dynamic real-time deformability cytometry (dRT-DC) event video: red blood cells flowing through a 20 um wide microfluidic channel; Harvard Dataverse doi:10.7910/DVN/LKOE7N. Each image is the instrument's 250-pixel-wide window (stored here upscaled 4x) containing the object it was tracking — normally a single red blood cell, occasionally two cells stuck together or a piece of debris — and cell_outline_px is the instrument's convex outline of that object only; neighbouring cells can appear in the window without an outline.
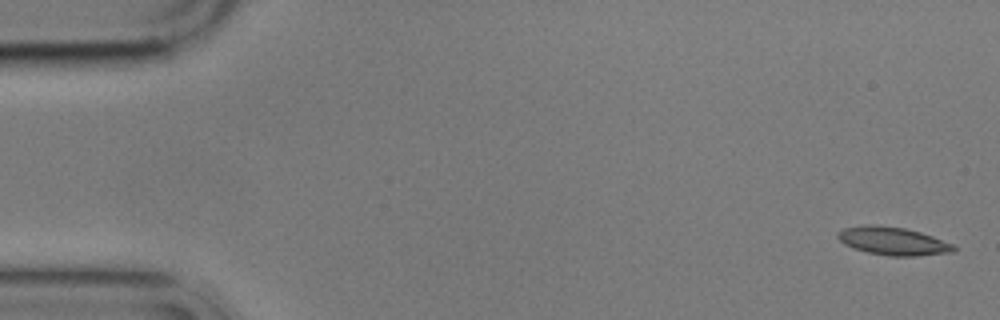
{"species": "common noctule bat (a hibernating species)", "species_latin": "Nyctalus noctula", "temperature_condition": "cold", "stored_images_in_passage": 5, "camera_frame_rate_fps": 3000, "um_per_image_px": 0.085, "animal": {"sex": "male", "body_mass_g": 17.9}, "frame": {"image": 1, "passage_image": 1, "time_ms": 0.0, "image_size_px": [1000, 320], "cell_outline_px": [[956, 248], [952, 252], [916, 256], [888, 256], [868, 252], [852, 248], [844, 244], [836, 236], [836, 232], [844, 228], [868, 224], [876, 224], [904, 228], [920, 232], [956, 244]], "centroid_in_image_um": [75.89, 20.48], "position_along_channel_um": 9.1, "area_um2": 19.13}}
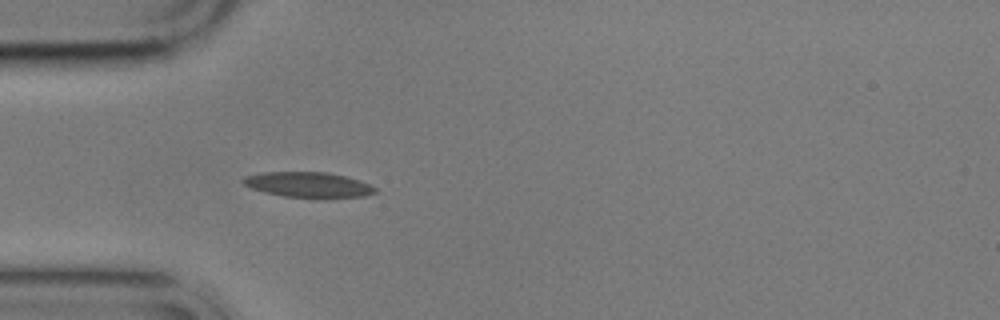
{"frame": {"image": 2, "passage_image": 5, "time_ms": 5.0, "image_size_px": [1000, 320], "cell_outline_px": [[376, 192], [364, 196], [284, 196], [264, 192], [252, 188], [244, 184], [240, 180], [244, 176], [260, 172], [328, 172], [360, 180], [376, 188]], "centroid_in_image_um": [26.13, 15.66], "position_along_channel_um": 58.9, "area_um2": 18.9}}